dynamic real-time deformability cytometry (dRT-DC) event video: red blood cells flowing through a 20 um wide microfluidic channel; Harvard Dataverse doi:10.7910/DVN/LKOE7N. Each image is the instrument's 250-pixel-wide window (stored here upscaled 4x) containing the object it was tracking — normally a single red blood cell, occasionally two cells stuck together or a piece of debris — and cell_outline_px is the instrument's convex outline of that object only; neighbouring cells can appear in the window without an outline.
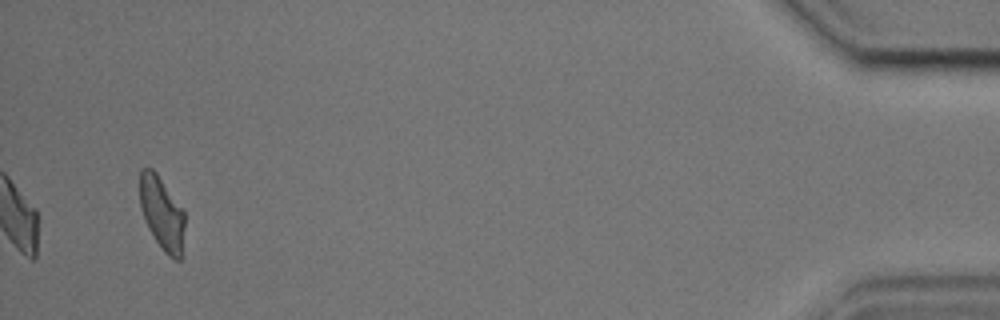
{"species": "common noctule bat (a hibernating species)", "species_latin": "Nyctalus noctula", "temperature_condition": "cold", "stored_images_in_passage": 41, "camera_frame_rate_fps": 3000, "um_per_image_px": 0.085, "animal": {"sex": "male", "body_mass_g": 17.9, "forearm_length_mm": 54.2}, "frame": {"image": 1, "passage_image": 41, "time_ms": 13.333, "image_size_px": [1000, 320], "cell_outline_px": [[184, 228], [180, 260], [176, 260], [168, 256], [160, 248], [148, 228], [140, 208], [140, 168], [152, 168], [156, 172], [184, 208]], "centroid_in_image_um": [13.76, 18.11], "position_along_channel_um": 421.4, "area_um2": 19.36}, "authors_computed_cell_mechanics": {"area_um2": 19.7098, "velocity_mm_per_s": 3.6393, "shape_relaxation_time_tau1_ms": 5.4465, "shape_relaxation_time_tau2_ms": 3.3565, "deformation_change_tau1": 0.1582, "deformation_change_tau2": 0.1038}}